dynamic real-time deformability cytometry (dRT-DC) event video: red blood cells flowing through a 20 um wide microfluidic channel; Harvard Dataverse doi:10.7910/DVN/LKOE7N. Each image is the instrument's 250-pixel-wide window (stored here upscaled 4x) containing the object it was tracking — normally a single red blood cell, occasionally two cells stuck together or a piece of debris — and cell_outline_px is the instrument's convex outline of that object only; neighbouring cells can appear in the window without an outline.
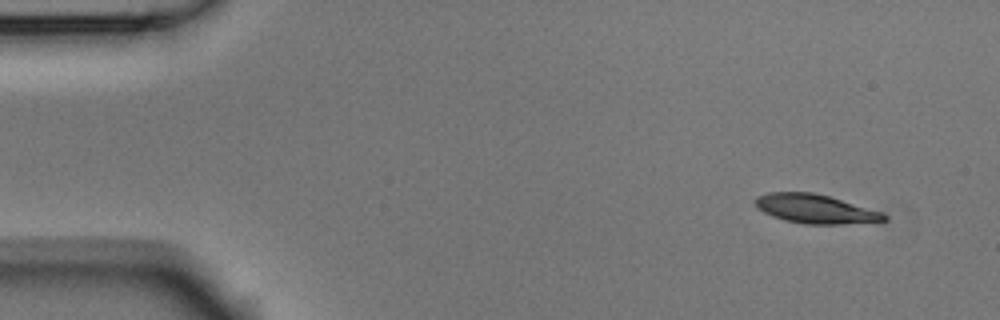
{"species": "Egyptian fruit bat (a non-hibernating species)", "species_latin": "Rousettus aegyptiacus", "temperature_condition": "room temperature", "stored_images_in_passage": 50, "camera_frame_rate_fps": 3000, "um_per_image_px": 0.085, "animal": {"sex": "male"}, "frame": {"image": 1, "passage_image": 1, "time_ms": 0.0, "image_size_px": [1000, 320], "cell_outline_px": [[888, 220], [840, 224], [804, 224], [784, 220], [772, 216], [756, 208], [752, 200], [756, 196], [768, 192], [812, 192], [828, 196], [880, 212], [888, 216]], "centroid_in_image_um": [69.2, 17.75], "position_along_channel_um": 15.8, "area_um2": 21.62}}
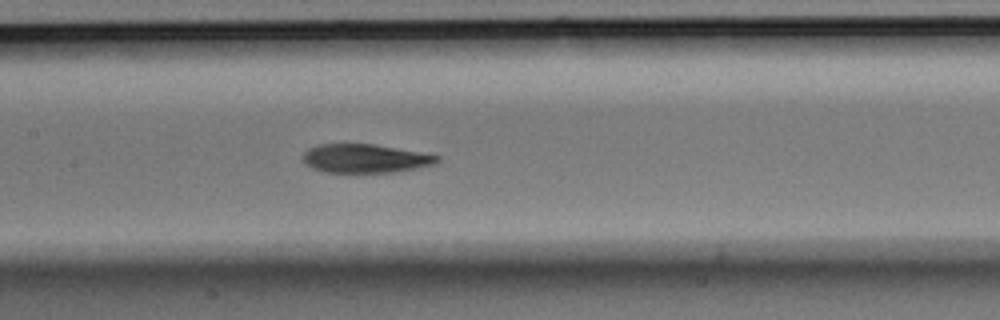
{"frame": {"image": 2, "passage_image": 22, "time_ms": 7.0, "image_size_px": [1000, 320], "cell_outline_px": [[440, 160], [432, 164], [392, 172], [324, 172], [312, 168], [304, 164], [304, 152], [308, 148], [316, 144], [372, 144], [440, 156]], "centroid_in_image_um": [30.95, 13.46], "position_along_channel_um": 176.5, "area_um2": 22.02}}
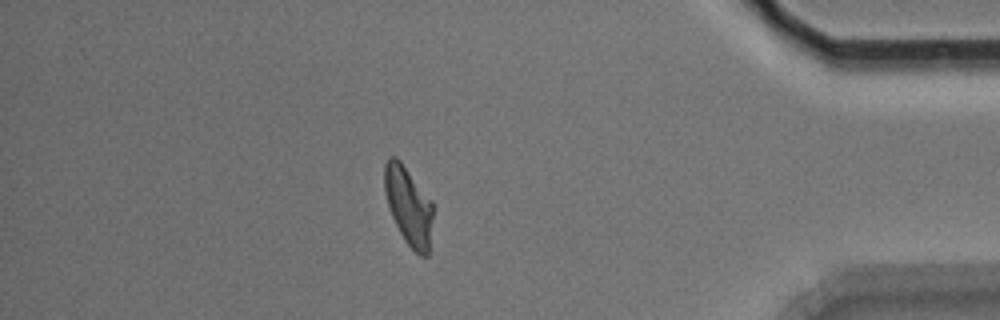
{"frame": {"image": 3, "passage_image": 43, "time_ms": 14.0, "image_size_px": [1000, 320], "cell_outline_px": [[432, 216], [428, 256], [420, 256], [404, 240], [392, 216], [384, 192], [384, 164], [388, 156], [396, 156], [400, 160], [432, 200]], "centroid_in_image_um": [34.71, 17.45], "position_along_channel_um": 400.5, "area_um2": 22.02}, "authors_computed_cell_mechanics": {"area_um2": 22.5998, "velocity_mm_per_s": 3.7487, "shape_relaxation_time_tau1_ms": 3.2715, "shape_relaxation_time_tau2_ms": 3.4204, "deformation_change_tau1": 0.1653, "deformation_change_tau2": 0.1159}}